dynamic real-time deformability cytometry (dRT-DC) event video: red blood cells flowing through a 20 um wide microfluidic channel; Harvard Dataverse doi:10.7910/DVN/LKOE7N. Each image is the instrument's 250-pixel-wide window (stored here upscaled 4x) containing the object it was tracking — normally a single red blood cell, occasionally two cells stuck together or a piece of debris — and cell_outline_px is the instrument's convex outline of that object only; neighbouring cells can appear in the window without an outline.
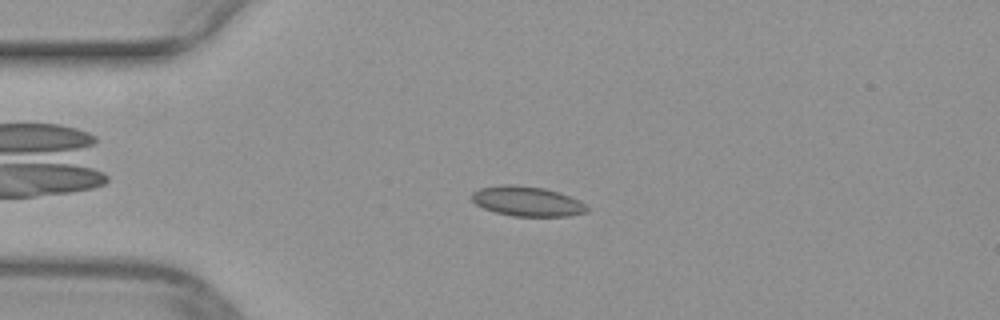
{"species": "common noctule bat (a hibernating species)", "species_latin": "Nyctalus noctula", "temperature_condition": "warm", "stored_images_in_passage": 43, "camera_frame_rate_fps": 3000, "um_per_image_px": 0.085, "animal": {"sex": "female", "body_mass_g": 29.2, "forearm_length_mm": 56.3}, "frame": {"image": 1, "passage_image": 9, "time_ms": 2.667, "image_size_px": [1000, 320], "cell_outline_px": [[588, 212], [568, 216], [512, 216], [496, 212], [484, 208], [476, 204], [472, 200], [472, 192], [480, 188], [500, 184], [512, 184], [544, 188], [580, 200], [588, 208]], "centroid_in_image_um": [44.79, 17.11], "position_along_channel_um": 40.2, "area_um2": 19.94}}
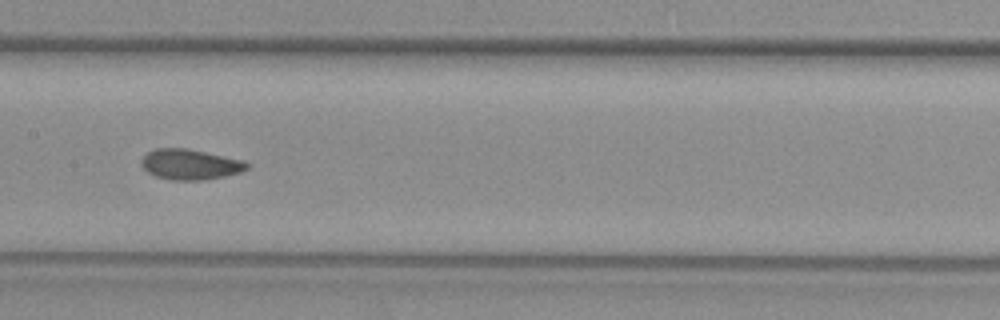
{"frame": {"image": 2, "passage_image": 22, "time_ms": 7.0, "image_size_px": [1000, 320], "cell_outline_px": [[252, 164], [248, 168], [240, 172], [224, 176], [204, 180], [172, 180], [156, 176], [148, 172], [140, 164], [140, 160], [148, 152], [156, 148], [188, 148], [244, 160]], "centroid_in_image_um": [16.18, 13.97], "position_along_channel_um": 191.2, "area_um2": 18.84}}
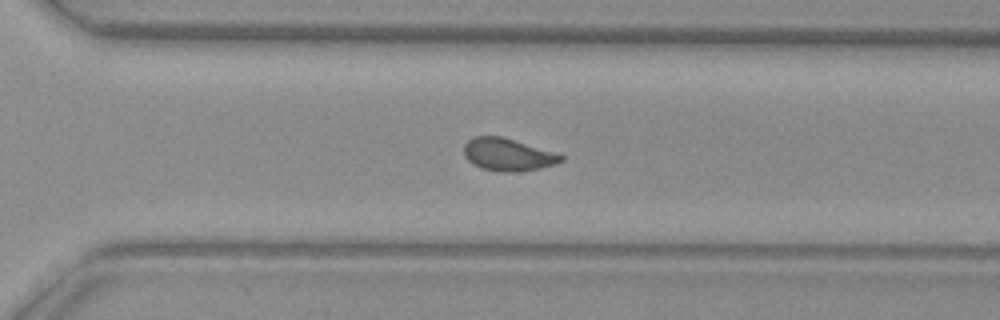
{"frame": {"image": 3, "passage_image": 32, "time_ms": 10.333, "image_size_px": [1000, 320], "cell_outline_px": [[564, 160], [556, 164], [540, 168], [512, 172], [500, 172], [480, 168], [472, 164], [464, 156], [464, 144], [472, 136], [500, 136], [552, 152], [564, 156]], "centroid_in_image_um": [43.11, 13.15], "position_along_channel_um": 327.5, "area_um2": 18.21}}